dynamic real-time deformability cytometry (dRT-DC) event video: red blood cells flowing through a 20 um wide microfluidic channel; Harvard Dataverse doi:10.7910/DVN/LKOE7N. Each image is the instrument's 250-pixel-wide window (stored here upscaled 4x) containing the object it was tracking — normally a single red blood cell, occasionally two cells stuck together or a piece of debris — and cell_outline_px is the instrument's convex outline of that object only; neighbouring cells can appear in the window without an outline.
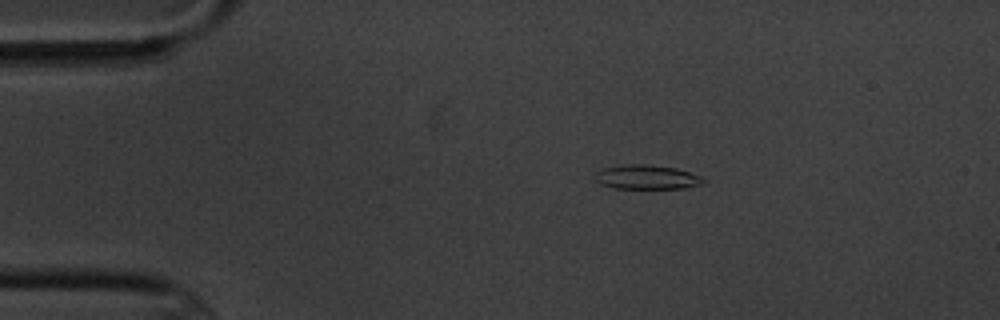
{"species": "common noctule bat (a hibernating species)", "species_latin": "Nyctalus noctula", "temperature_condition": "cold", "stored_images_in_passage": 2, "camera_frame_rate_fps": 3000, "um_per_image_px": 0.085, "animal": {"sex": "male", "body_mass_g": 20.1, "forearm_length_mm": 53.5}, "frame": {"image": 1, "passage_image": 1, "time_ms": 0.0, "image_size_px": [1000, 320], "cell_outline_px": [[708, 180], [704, 184], [684, 188], [612, 188], [600, 184], [596, 180], [596, 172], [604, 168], [628, 164], [644, 164], [676, 168], [700, 176]], "centroid_in_image_um": [55.01, 15.06], "position_along_channel_um": 30.0, "area_um2": 15.26}}